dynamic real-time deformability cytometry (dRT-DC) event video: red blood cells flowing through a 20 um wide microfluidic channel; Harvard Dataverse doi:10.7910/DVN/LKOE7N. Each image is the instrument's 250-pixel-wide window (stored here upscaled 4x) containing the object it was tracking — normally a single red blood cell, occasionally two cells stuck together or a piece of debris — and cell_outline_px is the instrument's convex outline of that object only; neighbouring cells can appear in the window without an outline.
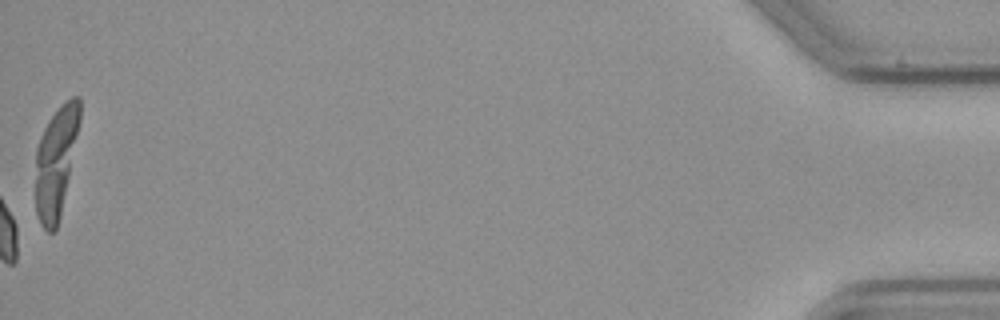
{"species": "common noctule bat (a hibernating species)", "species_latin": "Nyctalus noctula", "temperature_condition": "cold", "stored_images_in_passage": 43, "camera_frame_rate_fps": 3000, "um_per_image_px": 0.085, "animal": {"sex": "male", "body_mass_g": 23.1, "forearm_length_mm": 52.7}, "frame": {"image": 1, "passage_image": 43, "time_ms": 14.0, "image_size_px": [1000, 320], "cell_outline_px": [[80, 120], [60, 216], [56, 232], [48, 232], [40, 224], [36, 212], [36, 148], [40, 136], [48, 120], [60, 104], [64, 100], [72, 96], [80, 96]], "centroid_in_image_um": [4.74, 13.71], "position_along_channel_um": 430.5, "area_um2": 28.26}}